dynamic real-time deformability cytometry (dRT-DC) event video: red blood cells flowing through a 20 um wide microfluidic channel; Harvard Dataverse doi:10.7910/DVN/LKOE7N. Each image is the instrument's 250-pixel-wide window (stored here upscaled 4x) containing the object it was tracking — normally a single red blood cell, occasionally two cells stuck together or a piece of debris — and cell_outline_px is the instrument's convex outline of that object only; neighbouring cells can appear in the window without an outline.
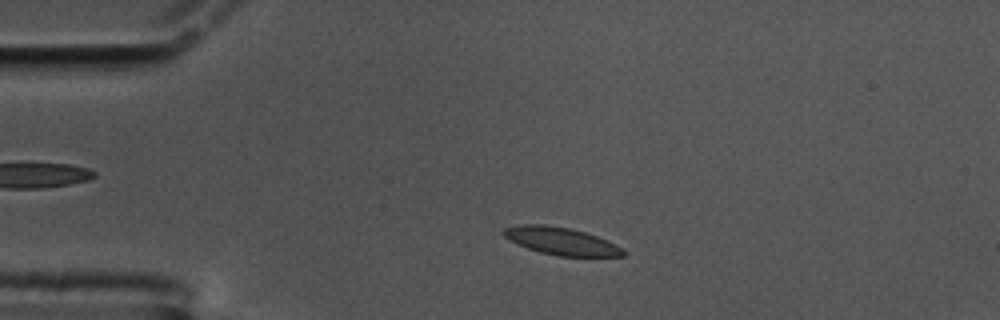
{"species": "common noctule bat (a hibernating species)", "species_latin": "Nyctalus noctula", "temperature_condition": "cold", "stored_images_in_passage": 54, "camera_frame_rate_fps": 3000, "um_per_image_px": 0.085, "animal": {"sex": "male", "body_mass_g": 17.5, "forearm_length_mm": 52.3}, "frame": {"image": 1, "passage_image": 7, "time_ms": 2.0, "image_size_px": [1000, 320], "cell_outline_px": [[628, 252], [624, 256], [556, 256], [540, 252], [528, 248], [504, 236], [504, 228], [520, 224], [544, 224], [568, 228], [584, 232], [596, 236], [616, 244], [624, 248]], "centroid_in_image_um": [47.76, 20.5], "position_along_channel_um": 37.2, "area_um2": 18.96}}
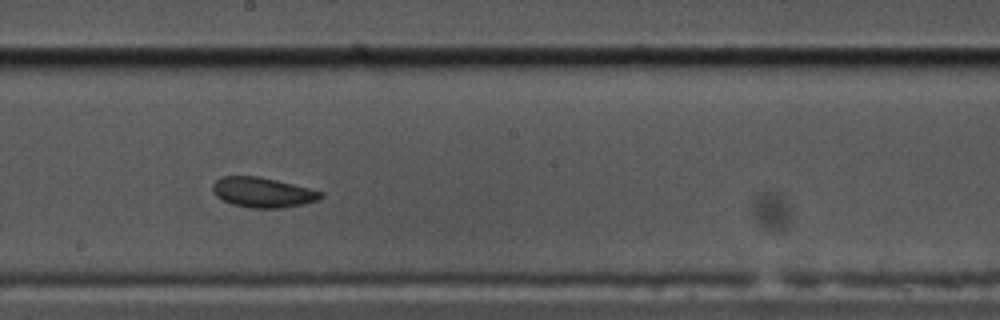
{"frame": {"image": 2, "passage_image": 27, "time_ms": 8.667, "image_size_px": [1000, 320], "cell_outline_px": [[324, 196], [316, 200], [304, 204], [284, 208], [252, 208], [232, 204], [216, 196], [212, 192], [212, 184], [220, 176], [260, 176], [324, 192]], "centroid_in_image_um": [22.31, 16.35], "position_along_channel_um": 225.9, "area_um2": 18.96}}
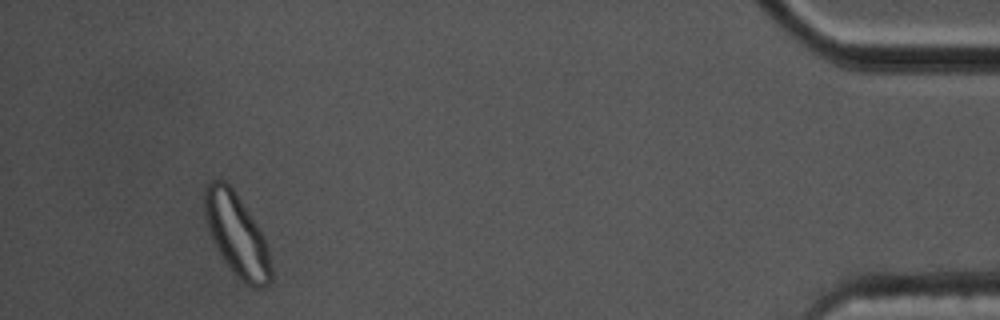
{"frame": {"image": 3, "passage_image": 50, "time_ms": 16.333, "image_size_px": [1000, 320], "cell_outline_px": [[272, 280], [264, 288], [248, 288], [236, 276], [224, 260], [212, 240], [208, 228], [204, 212], [204, 188], [208, 180], [224, 180], [232, 188], [260, 228], [268, 252], [272, 268]], "centroid_in_image_um": [20.12, 19.99], "position_along_channel_um": 415.1, "area_um2": 31.96}, "authors_computed_cell_mechanics": {"area_um2": 18.9873, "velocity_mm_per_s": 3.3445, "shape_relaxation_time_tau1_ms": 2.2882, "shape_relaxation_time_tau2_ms": 2.7708, "deformation_change_tau1": 0.0849, "deformation_change_tau2": 0.0761}}